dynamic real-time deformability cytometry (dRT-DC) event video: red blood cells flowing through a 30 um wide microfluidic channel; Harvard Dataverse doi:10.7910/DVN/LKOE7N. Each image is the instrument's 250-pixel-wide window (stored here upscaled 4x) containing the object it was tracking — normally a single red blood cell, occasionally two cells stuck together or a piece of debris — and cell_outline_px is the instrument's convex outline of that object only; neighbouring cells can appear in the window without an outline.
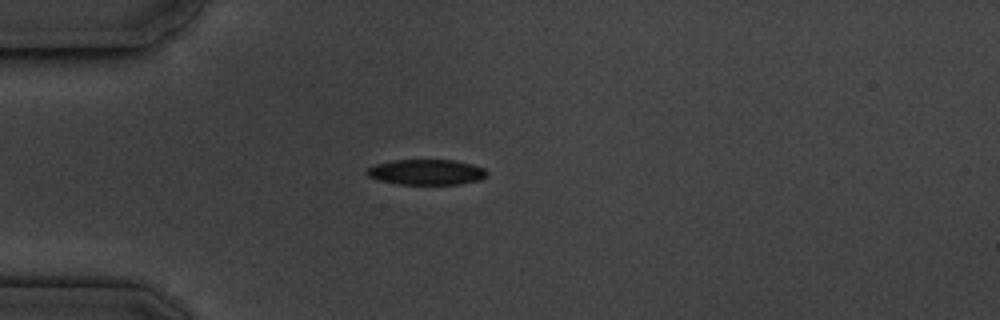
{"species": "common noctule bat (a hibernating species)", "species_latin": "Nyctalus noctula", "temperature_condition": "cold", "stored_images_in_passage": 1, "camera_frame_rate_fps": 3000, "um_per_image_px": 0.085, "animal": {"sex": "male", "body_mass_g": 19.5, "forearm_length_mm": 54.6}, "frame": {"image": 1, "passage_image": 1, "time_ms": 0.0, "image_size_px": [1000, 320], "cell_outline_px": [[488, 176], [480, 180], [460, 184], [396, 184], [376, 180], [368, 176], [364, 172], [368, 168], [376, 164], [396, 160], [456, 160], [472, 164], [484, 168], [488, 172]], "centroid_in_image_um": [36.25, 14.63], "position_along_channel_um": 48.7, "area_um2": 17.98}}